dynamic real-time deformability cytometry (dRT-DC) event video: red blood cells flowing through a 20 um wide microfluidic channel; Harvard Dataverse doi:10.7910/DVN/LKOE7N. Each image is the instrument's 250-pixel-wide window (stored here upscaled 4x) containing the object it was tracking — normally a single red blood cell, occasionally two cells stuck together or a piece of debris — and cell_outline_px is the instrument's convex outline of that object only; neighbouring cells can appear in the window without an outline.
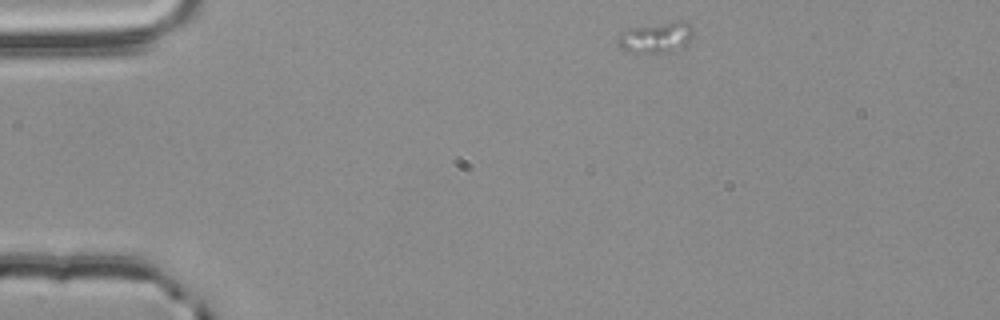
{"species": "common noctule bat (a hibernating species)", "species_latin": "Nyctalus noctula", "temperature_condition": "room temperature", "stored_images_in_passage": 47, "camera_frame_rate_fps": 3000, "um_per_image_px": 0.085, "animal": {"sex": "male", "body_mass_g": 20.4}, "frame": {"image": 1, "passage_image": 1, "time_ms": 0.0, "image_size_px": [1000, 320], "cell_outline_px": [[692, 36], [684, 44], [668, 52], [632, 52], [620, 48], [616, 40], [620, 32], [628, 28], [676, 20], [688, 20], [692, 24]], "centroid_in_image_um": [55.74, 3.13], "position_along_channel_um": 29.3, "area_um2": 13.53}}